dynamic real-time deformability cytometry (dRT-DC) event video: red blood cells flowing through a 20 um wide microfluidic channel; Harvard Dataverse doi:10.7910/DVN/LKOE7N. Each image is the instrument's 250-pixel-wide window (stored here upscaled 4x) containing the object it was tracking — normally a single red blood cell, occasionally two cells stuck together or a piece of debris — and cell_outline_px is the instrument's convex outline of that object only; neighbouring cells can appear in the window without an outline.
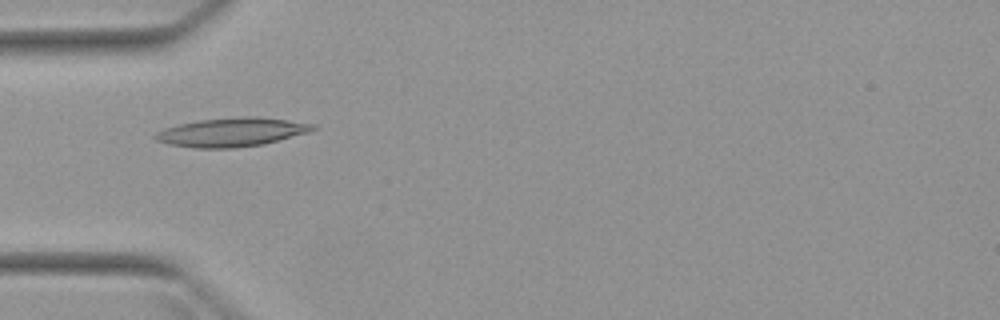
{"species": "Egyptian fruit bat (a non-hibernating species)", "species_latin": "Rousettus aegyptiacus", "temperature_condition": "warm", "stored_images_in_passage": 8, "camera_frame_rate_fps": 3000, "um_per_image_px": 0.085, "animal": {"sex": "female"}, "frame": {"image": 1, "passage_image": 5, "time_ms": 5.0, "image_size_px": [1000, 320], "cell_outline_px": [[316, 128], [308, 132], [264, 144], [232, 148], [196, 148], [168, 144], [156, 140], [152, 136], [156, 132], [164, 128], [180, 124], [200, 120], [240, 116], [256, 116], [288, 120], [316, 124]], "centroid_in_image_um": [19.68, 11.23], "position_along_channel_um": 65.3, "area_um2": 26.41}}
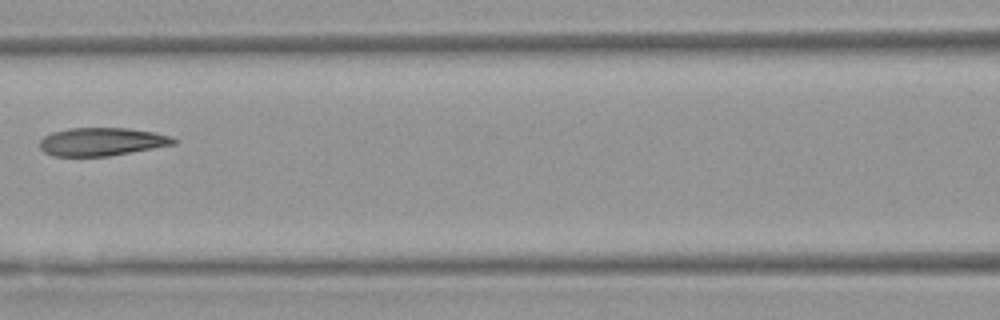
{"frame": {"image": 2, "passage_image": 7, "time_ms": 7.333, "image_size_px": [1000, 320], "cell_outline_px": [[176, 144], [108, 156], [52, 156], [44, 152], [40, 148], [40, 140], [44, 136], [52, 132], [68, 128], [128, 128], [156, 132], [172, 136], [176, 140]], "centroid_in_image_um": [8.65, 12.04], "position_along_channel_um": 158.0, "area_um2": 22.02}}
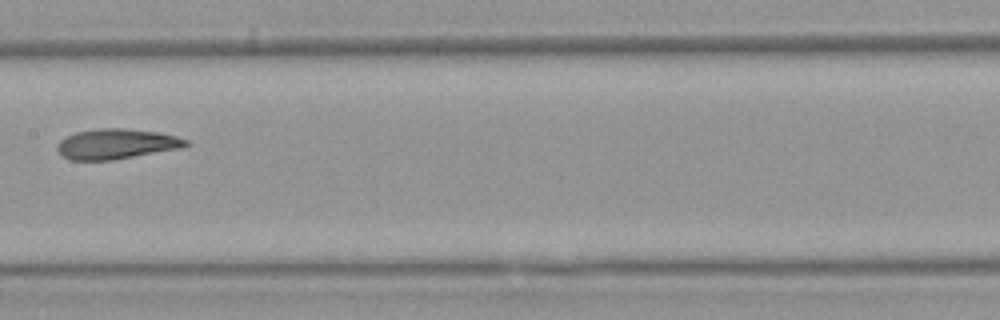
{"frame": {"image": 3, "passage_image": 8, "time_ms": 8.333, "image_size_px": [1000, 320], "cell_outline_px": [[188, 144], [184, 148], [112, 160], [68, 160], [60, 156], [56, 148], [56, 144], [60, 140], [76, 132], [100, 128], [128, 128], [156, 132], [176, 136], [188, 140]], "centroid_in_image_um": [9.87, 12.24], "position_along_channel_um": 197.5, "area_um2": 22.83}}